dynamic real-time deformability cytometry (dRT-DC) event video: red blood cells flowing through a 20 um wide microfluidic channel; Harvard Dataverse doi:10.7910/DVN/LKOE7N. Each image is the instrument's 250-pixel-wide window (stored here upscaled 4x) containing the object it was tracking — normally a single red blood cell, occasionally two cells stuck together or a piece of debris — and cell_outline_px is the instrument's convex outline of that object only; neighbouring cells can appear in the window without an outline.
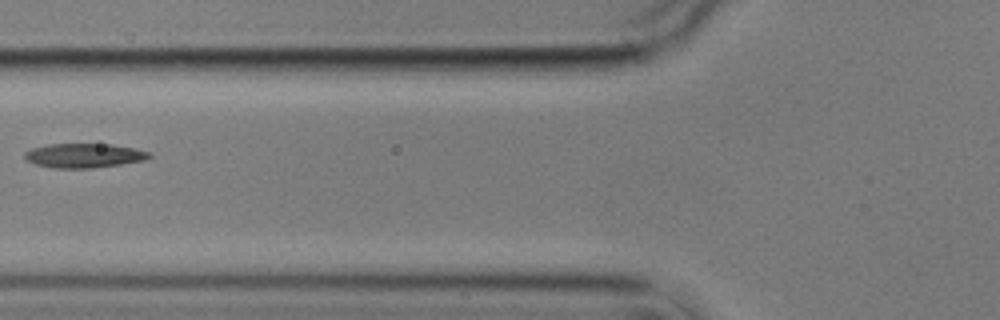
{"species": "common noctule bat (a hibernating species)", "species_latin": "Nyctalus noctula", "temperature_condition": "cold", "stored_images_in_passage": 13, "camera_frame_rate_fps": 3000, "um_per_image_px": 0.085, "animal": {"sex": "male", "body_mass_g": 17.9}, "frame": {"image": 1, "passage_image": 6, "time_ms": 6.667, "image_size_px": [1000, 320], "cell_outline_px": [[152, 156], [144, 160], [120, 164], [92, 168], [56, 168], [36, 164], [28, 160], [24, 156], [24, 152], [32, 148], [48, 144], [112, 144], [136, 148], [148, 152]], "centroid_in_image_um": [7.15, 13.21], "position_along_channel_um": 118.7, "area_um2": 17.51}}
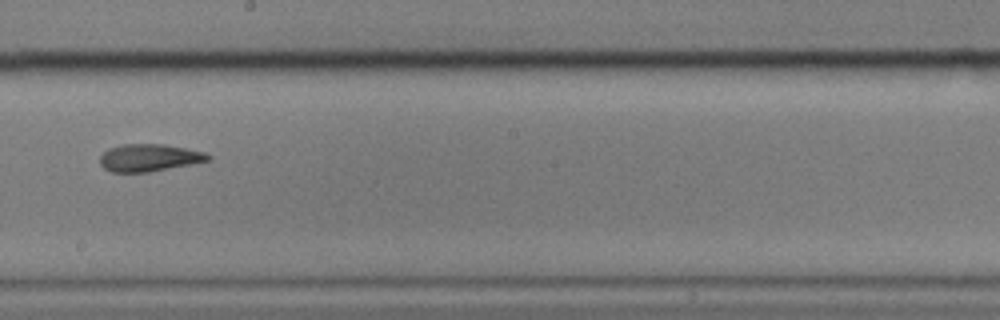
{"frame": {"image": 2, "passage_image": 9, "time_ms": 10.0, "image_size_px": [1000, 320], "cell_outline_px": [[212, 160], [148, 172], [112, 172], [104, 168], [100, 164], [100, 156], [108, 148], [124, 144], [164, 144], [204, 152], [212, 156]], "centroid_in_image_um": [12.68, 13.4], "position_along_channel_um": 235.5, "area_um2": 17.17}}
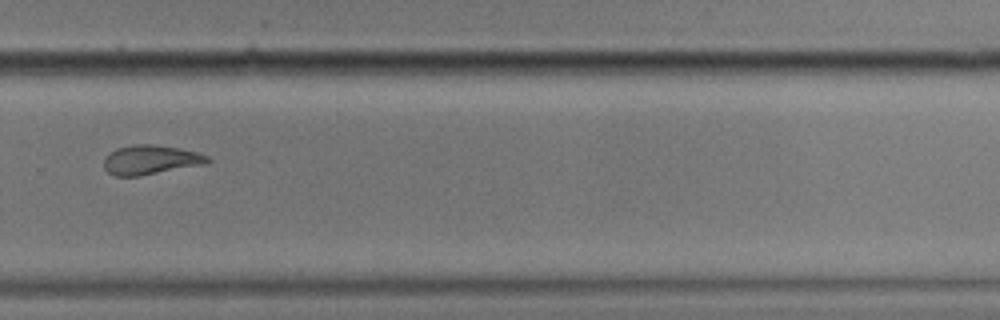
{"frame": {"image": 3, "passage_image": 11, "time_ms": 12.333, "image_size_px": [1000, 320], "cell_outline_px": [[212, 160], [204, 164], [140, 176], [116, 176], [108, 172], [104, 168], [104, 160], [116, 148], [136, 144], [152, 144], [180, 148], [196, 152], [208, 156]], "centroid_in_image_um": [12.81, 13.58], "position_along_channel_um": 317.0, "area_um2": 17.57}, "authors_computed_cell_mechanics": {"area_um2": 17.9758, "velocity_mm_per_s": 3.4966, "shape_relaxation_time_tau1_ms": 9.8025, "shape_relaxation_time_tau2_ms": 4.7333, "deformation_change_tau1": 0.2651, "deformation_change_tau2": 0.1292}}